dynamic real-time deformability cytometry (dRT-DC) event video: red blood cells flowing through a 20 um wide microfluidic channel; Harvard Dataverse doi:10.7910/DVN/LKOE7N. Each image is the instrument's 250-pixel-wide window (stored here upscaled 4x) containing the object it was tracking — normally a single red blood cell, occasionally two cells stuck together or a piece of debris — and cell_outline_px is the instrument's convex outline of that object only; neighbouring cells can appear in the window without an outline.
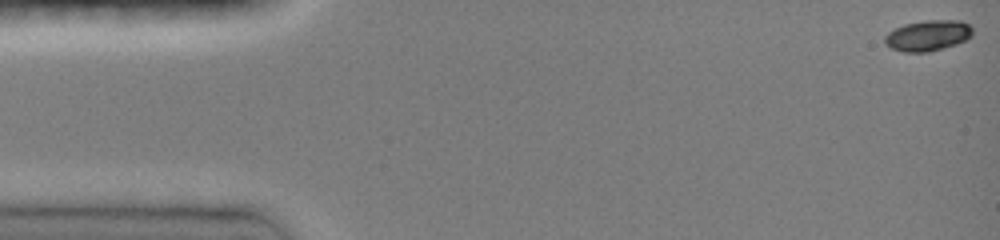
{"species": "common noctule bat (a hibernating species)", "species_latin": "Nyctalus noctula", "temperature_condition": "room temperature", "stored_images_in_passage": 47, "camera_frame_rate_fps": 3000, "um_per_image_px": 0.085, "animal": {"sex": "female", "body_mass_g": 19.0, "forearm_length_mm": 51.5}, "frame": {"image": 1, "passage_image": 1, "time_ms": 0.0, "image_size_px": [1000, 240], "cell_outline_px": [[972, 36], [956, 44], [928, 52], [904, 52], [892, 48], [884, 44], [884, 36], [888, 32], [904, 24], [924, 20], [960, 20], [968, 24], [972, 28]], "centroid_in_image_um": [78.85, 3.01], "position_along_channel_um": 6.1, "area_um2": 15.72}}
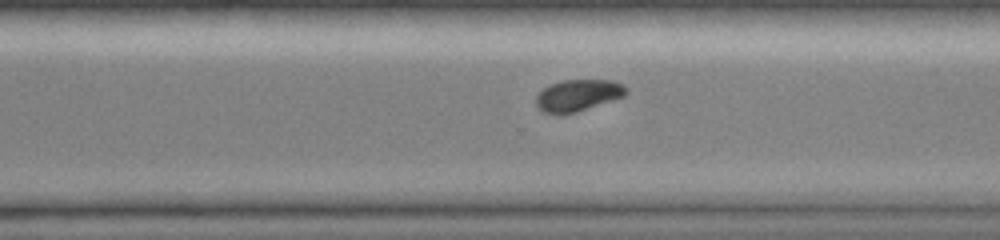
{"frame": {"image": 2, "passage_image": 34, "time_ms": 11.0, "image_size_px": [1000, 240], "cell_outline_px": [[628, 92], [624, 96], [576, 112], [560, 116], [544, 112], [536, 104], [536, 96], [544, 88], [560, 80], [612, 80], [624, 84], [628, 88]], "centroid_in_image_um": [49.14, 8.11], "position_along_channel_um": 321.5, "area_um2": 16.7}}
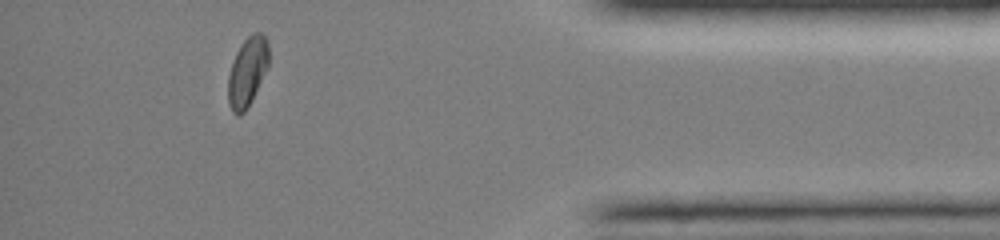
{"frame": {"image": 3, "passage_image": 43, "time_ms": 14.0, "image_size_px": [1000, 240], "cell_outline_px": [[268, 68], [252, 100], [244, 112], [236, 116], [232, 112], [228, 104], [228, 76], [232, 60], [240, 44], [252, 32], [260, 32], [264, 36], [268, 44]], "centroid_in_image_um": [21.01, 6.1], "position_along_channel_um": 414.2, "area_um2": 16.59}, "authors_computed_cell_mechanics": {"area_um2": 16.7042, "velocity_mm_per_s": 4.0347, "shape_relaxation_time_tau1_ms": 2.9078, "shape_relaxation_time_tau2_ms": null, "deformation_change_tau1": 0.1117, "deformation_change_tau2": null}}